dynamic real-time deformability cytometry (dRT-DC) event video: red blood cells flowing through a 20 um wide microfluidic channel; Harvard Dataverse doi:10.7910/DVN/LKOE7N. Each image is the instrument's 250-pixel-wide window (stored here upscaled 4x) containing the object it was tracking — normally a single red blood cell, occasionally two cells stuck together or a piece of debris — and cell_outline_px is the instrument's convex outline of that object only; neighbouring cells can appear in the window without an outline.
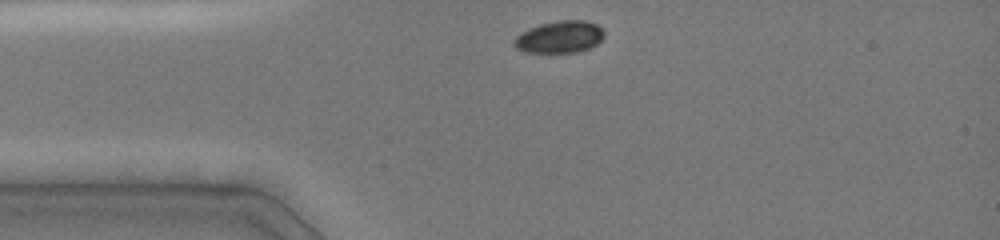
{"species": "common noctule bat (a hibernating species)", "species_latin": "Nyctalus noctula", "temperature_condition": "cold", "stored_images_in_passage": 20, "camera_frame_rate_fps": 3000, "um_per_image_px": 0.085, "animal": {"sex": "female", "body_mass_g": 19.0, "forearm_length_mm": 51.5}, "frame": {"image": 1, "passage_image": 1, "time_ms": 0.0, "image_size_px": [1000, 240], "cell_outline_px": [[604, 36], [592, 48], [576, 52], [524, 52], [516, 48], [512, 44], [512, 40], [516, 36], [528, 28], [540, 24], [560, 20], [584, 20], [596, 24], [604, 32]], "centroid_in_image_um": [47.54, 3.14], "position_along_channel_um": 37.5, "area_um2": 16.88}}
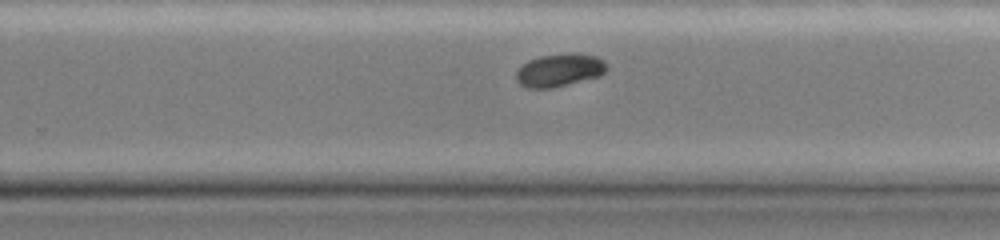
{"frame": {"image": 2, "passage_image": 14, "time_ms": 6.667, "image_size_px": [1000, 240], "cell_outline_px": [[608, 68], [600, 76], [552, 88], [528, 88], [520, 84], [516, 80], [516, 72], [528, 60], [540, 56], [572, 52], [580, 52], [596, 56], [604, 60], [608, 64]], "centroid_in_image_um": [47.6, 5.94], "position_along_channel_um": 282.2, "area_um2": 17.57}}
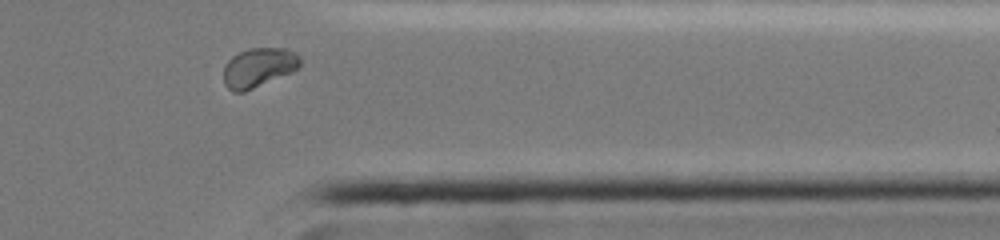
{"frame": {"image": 3, "passage_image": 19, "time_ms": 9.333, "image_size_px": [1000, 240], "cell_outline_px": [[300, 64], [292, 72], [244, 92], [232, 92], [224, 84], [224, 64], [232, 56], [248, 48], [288, 48], [296, 52], [300, 56]], "centroid_in_image_um": [21.97, 5.73], "position_along_channel_um": 389.4, "area_um2": 17.63}, "authors_computed_cell_mechanics": {"area_um2": 18.0914, "velocity_mm_per_s": 4.0001, "shape_relaxation_time_tau1_ms": 2.028, "shape_relaxation_time_tau2_ms": null, "deformation_change_tau1": 0.0629, "deformation_change_tau2": null}}